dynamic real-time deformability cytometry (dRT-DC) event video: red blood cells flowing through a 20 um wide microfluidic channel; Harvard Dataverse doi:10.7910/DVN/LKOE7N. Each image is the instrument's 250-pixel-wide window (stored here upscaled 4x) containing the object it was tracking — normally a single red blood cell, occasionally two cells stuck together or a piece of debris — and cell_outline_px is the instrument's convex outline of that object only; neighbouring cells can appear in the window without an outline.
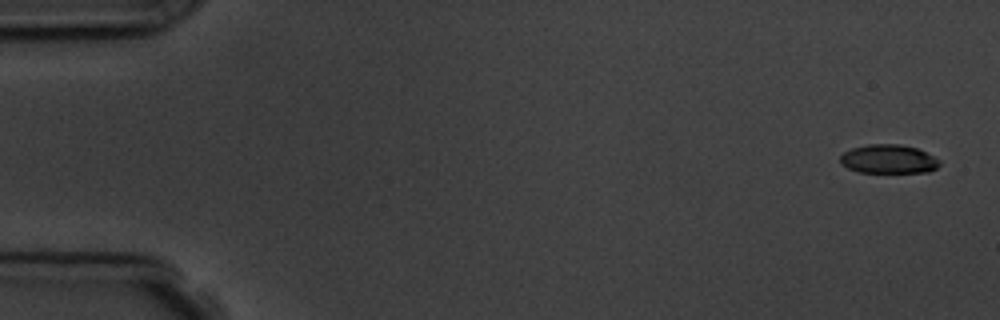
{"species": "common noctule bat (a hibernating species)", "species_latin": "Nyctalus noctula", "temperature_condition": "room temperature", "stored_images_in_passage": 4, "segment_of_instrument_passage": [2, 2], "camera_frame_rate_fps": 3000, "um_per_image_px": 0.085, "animal": {"sex": "male", "body_mass_g": 19.5, "forearm_length_mm": 54.6}, "frame": {"image": 1, "passage_image": 4, "time_ms": 3.333, "image_size_px": [1000, 320], "cell_outline_px": [[940, 164], [936, 168], [928, 172], [860, 172], [848, 168], [840, 164], [840, 156], [844, 152], [852, 148], [868, 144], [900, 144], [916, 148], [940, 160]], "centroid_in_image_um": [75.5, 13.52], "position_along_channel_um": 9.5, "area_um2": 16.59}}